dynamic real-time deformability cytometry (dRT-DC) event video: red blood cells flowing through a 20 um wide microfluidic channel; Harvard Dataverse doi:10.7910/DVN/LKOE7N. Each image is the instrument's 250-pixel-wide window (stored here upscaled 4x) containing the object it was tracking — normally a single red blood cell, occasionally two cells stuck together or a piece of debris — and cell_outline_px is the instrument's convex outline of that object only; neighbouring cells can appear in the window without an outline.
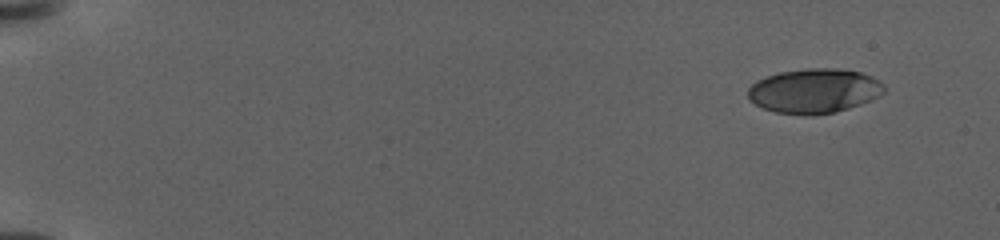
{"species": "human", "species_latin": "Homo sapiens", "temperature_condition": "warm", "stored_images_in_passage": 1, "camera_frame_rate_fps": 3000, "um_per_image_px": 0.085, "donor": {"sex": "female"}, "frame": {"image": 1, "passage_image": 1, "time_ms": 0.0, "image_size_px": [1000, 240], "cell_outline_px": [[888, 88], [880, 96], [872, 100], [848, 108], [832, 112], [776, 112], [764, 108], [748, 100], [748, 88], [756, 80], [780, 72], [808, 68], [836, 68], [860, 72], [872, 76], [884, 84]], "centroid_in_image_um": [69.25, 7.68], "position_along_channel_um": 15.7, "area_um2": 34.68}}